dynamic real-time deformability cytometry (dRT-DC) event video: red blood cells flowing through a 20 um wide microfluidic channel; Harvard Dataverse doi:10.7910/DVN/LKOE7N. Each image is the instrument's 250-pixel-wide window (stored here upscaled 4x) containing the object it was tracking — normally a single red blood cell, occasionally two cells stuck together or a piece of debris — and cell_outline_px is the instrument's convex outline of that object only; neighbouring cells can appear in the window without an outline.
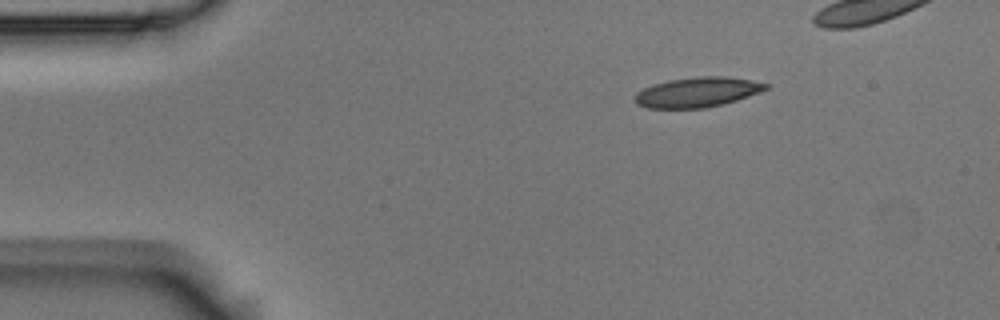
{"species": "Egyptian fruit bat (a non-hibernating species)", "species_latin": "Rousettus aegyptiacus", "temperature_condition": "room temperature", "stored_images_in_passage": 5, "camera_frame_rate_fps": 3000, "um_per_image_px": 0.085, "animal": {"sex": "male"}, "frame": {"image": 1, "passage_image": 1, "time_ms": 0.0, "image_size_px": [1000, 320], "cell_outline_px": [[768, 88], [760, 92], [724, 104], [704, 108], [648, 108], [636, 104], [636, 92], [652, 84], [668, 80], [696, 76], [728, 76], [752, 80], [768, 84]], "centroid_in_image_um": [59.28, 7.83], "position_along_channel_um": 25.7, "area_um2": 22.89}}
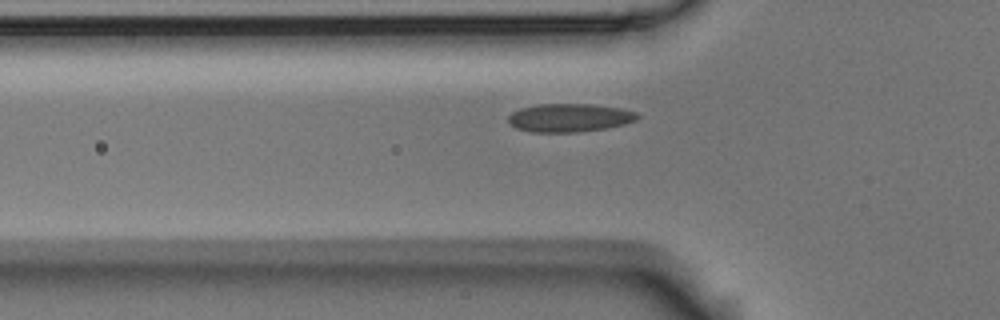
{"frame": {"image": 2, "passage_image": 4, "time_ms": 1.0, "image_size_px": [1000, 320], "cell_outline_px": [[640, 116], [636, 120], [624, 124], [604, 128], [576, 132], [532, 132], [516, 128], [508, 124], [508, 116], [512, 112], [520, 108], [536, 104], [592, 104], [620, 108], [636, 112]], "centroid_in_image_um": [48.37, 10.0], "position_along_channel_um": 77.4, "area_um2": 21.33}}
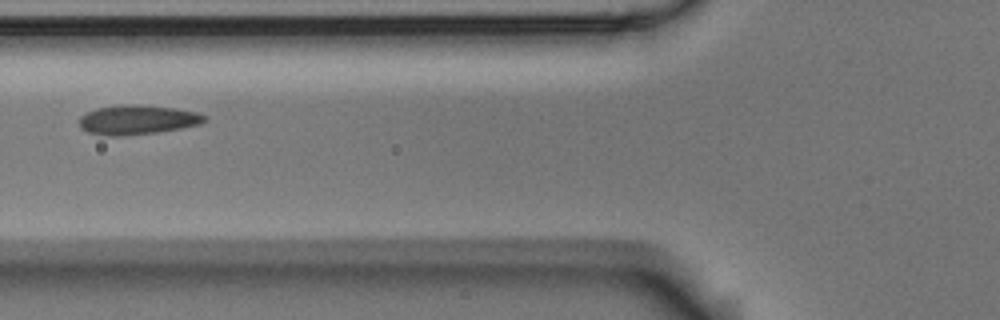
{"frame": {"image": 3, "passage_image": 5, "time_ms": 1.333, "image_size_px": [1000, 320], "cell_outline_px": [[208, 120], [200, 124], [180, 128], [156, 132], [120, 136], [108, 136], [88, 132], [80, 128], [80, 116], [96, 108], [120, 104], [136, 104], [176, 108], [196, 112], [204, 116]], "centroid_in_image_um": [11.66, 10.17], "position_along_channel_um": 114.1, "area_um2": 21.44}}